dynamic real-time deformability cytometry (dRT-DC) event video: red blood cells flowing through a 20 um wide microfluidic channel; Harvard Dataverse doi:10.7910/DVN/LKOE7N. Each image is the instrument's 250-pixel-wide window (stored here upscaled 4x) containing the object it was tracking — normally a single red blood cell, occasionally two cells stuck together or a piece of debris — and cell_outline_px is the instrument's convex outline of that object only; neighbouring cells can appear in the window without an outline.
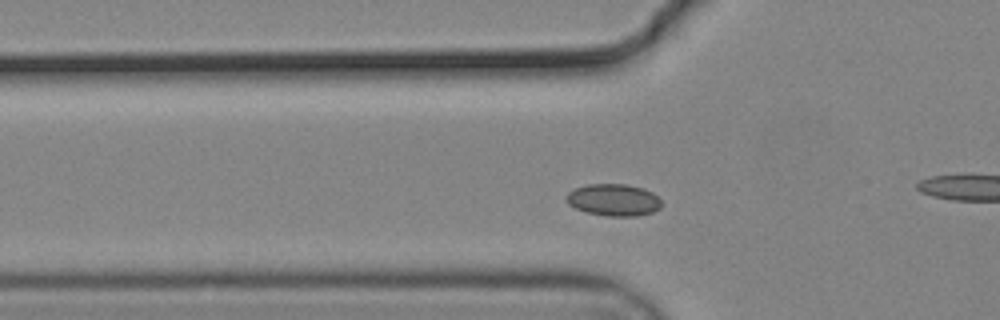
{"species": "common noctule bat (a hibernating species)", "species_latin": "Nyctalus noctula", "temperature_condition": "cold", "stored_images_in_passage": 49, "camera_frame_rate_fps": 3000, "um_per_image_px": 0.085, "animal": {"sex": "male", "body_mass_g": 19.2, "forearm_length_mm": 51.8}, "frame": {"image": 1, "passage_image": 11, "time_ms": 3.333, "image_size_px": [1000, 320], "cell_outline_px": [[660, 208], [652, 212], [636, 216], [608, 216], [584, 212], [568, 204], [568, 192], [576, 188], [588, 184], [628, 184], [644, 188], [652, 192], [660, 200]], "centroid_in_image_um": [52.17, 16.99], "position_along_channel_um": 73.6, "area_um2": 17.63}}
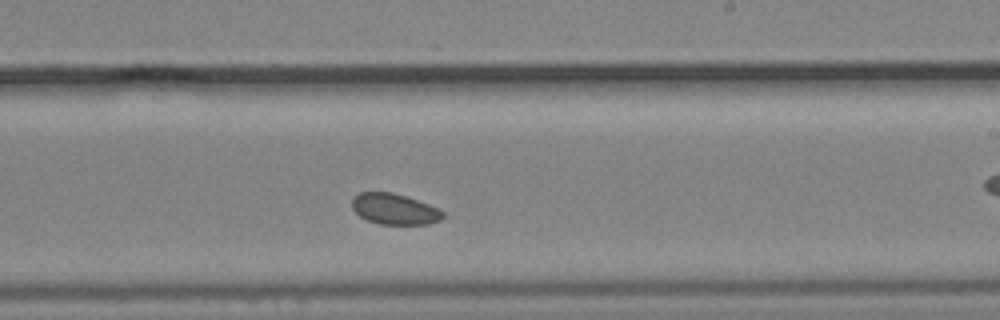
{"frame": {"image": 2, "passage_image": 26, "time_ms": 8.333, "image_size_px": [1000, 320], "cell_outline_px": [[444, 216], [440, 220], [428, 224], [380, 224], [368, 220], [360, 216], [352, 208], [352, 196], [360, 192], [392, 192], [428, 204], [444, 212]], "centroid_in_image_um": [33.5, 17.77], "position_along_channel_um": 255.5, "area_um2": 16.18}}
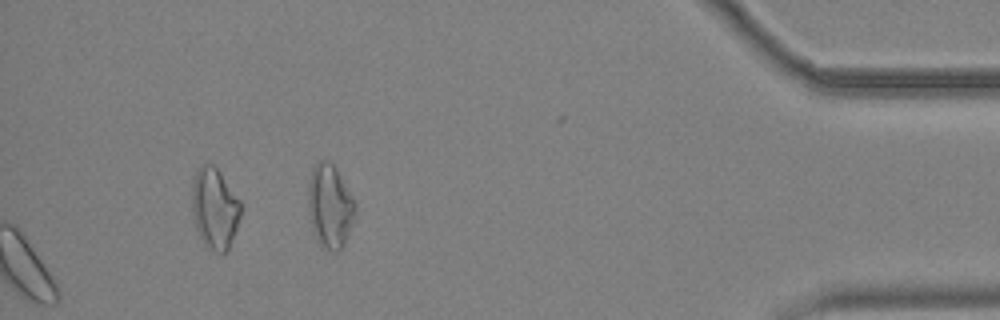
{"frame": {"image": 3, "passage_image": 49, "time_ms": 16.0, "image_size_px": [1000, 320], "cell_outline_px": [[240, 216], [236, 228], [228, 248], [224, 252], [220, 252], [208, 248], [204, 244], [196, 228], [192, 208], [192, 180], [196, 168], [200, 164], [212, 164], [220, 172], [240, 200]], "centroid_in_image_um": [18.22, 17.66], "position_along_channel_um": 417.0, "area_um2": 22.77}, "authors_computed_cell_mechanics": {"area_um2": 17.3978, "velocity_mm_per_s": 3.6399, "shape_relaxation_time_tau1_ms": null, "shape_relaxation_time_tau2_ms": 3.2401, "deformation_change_tau1": null, "deformation_change_tau2": 0.0444}}